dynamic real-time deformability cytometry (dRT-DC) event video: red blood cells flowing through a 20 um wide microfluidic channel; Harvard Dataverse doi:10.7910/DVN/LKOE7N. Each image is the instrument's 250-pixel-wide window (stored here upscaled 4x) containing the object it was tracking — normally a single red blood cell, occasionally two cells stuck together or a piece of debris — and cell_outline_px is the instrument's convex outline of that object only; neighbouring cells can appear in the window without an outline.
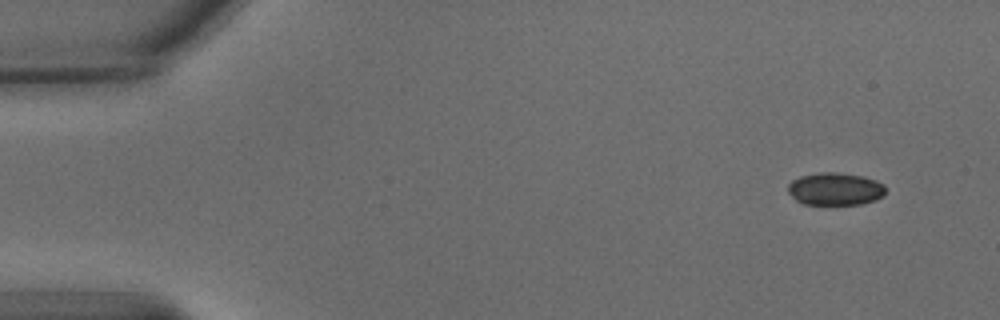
{"species": "common noctule bat (a hibernating species)", "species_latin": "Nyctalus noctula", "temperature_condition": "warm", "stored_images_in_passage": 6, "camera_frame_rate_fps": 3000, "um_per_image_px": 0.085, "animal": {"sex": "male", "body_mass_g": 15.6}, "frame": {"image": 1, "passage_image": 1, "time_ms": 0.0, "image_size_px": [1000, 320], "cell_outline_px": [[884, 196], [876, 200], [860, 204], [804, 204], [796, 200], [788, 192], [788, 184], [792, 180], [800, 176], [820, 172], [836, 172], [864, 176], [876, 180], [884, 184]], "centroid_in_image_um": [71.0, 16.05], "position_along_channel_um": 14.0, "area_um2": 18.61}}